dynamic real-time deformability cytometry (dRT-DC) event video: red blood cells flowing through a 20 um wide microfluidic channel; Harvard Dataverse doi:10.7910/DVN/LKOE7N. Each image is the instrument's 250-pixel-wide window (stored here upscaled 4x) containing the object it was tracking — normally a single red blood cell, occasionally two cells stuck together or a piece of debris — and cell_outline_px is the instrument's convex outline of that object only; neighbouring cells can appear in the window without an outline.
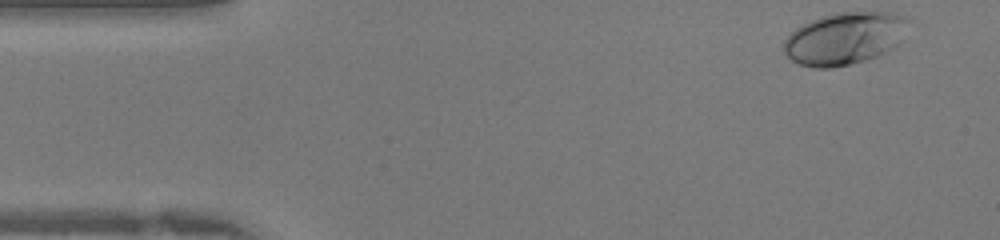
{"species": "human", "species_latin": "Homo sapiens", "temperature_condition": "warm", "stored_images_in_passage": 40, "camera_frame_rate_fps": 3000, "um_per_image_px": 0.085, "donor": {"sex": "female"}, "frame": {"image": 1, "passage_image": 1, "time_ms": 0.0, "image_size_px": [1000, 240], "cell_outline_px": [[908, 20], [904, 40], [900, 44], [880, 56], [832, 68], [812, 68], [800, 64], [792, 60], [784, 52], [784, 40], [796, 28], [820, 16], [840, 12], [892, 12], [904, 16]], "centroid_in_image_um": [71.83, 3.27], "position_along_channel_um": 13.2, "area_um2": 38.15}}
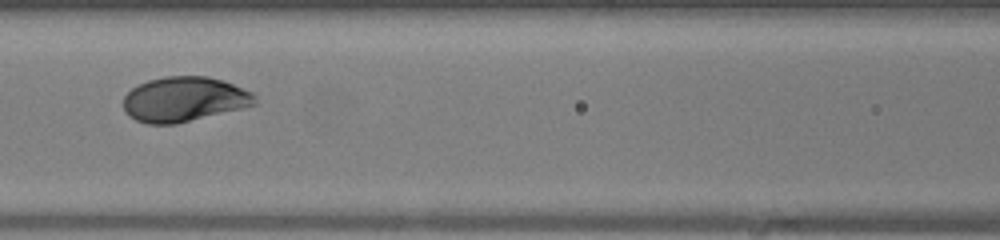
{"frame": {"image": 2, "passage_image": 16, "time_ms": 5.0, "image_size_px": [1000, 240], "cell_outline_px": [[256, 104], [176, 124], [148, 124], [136, 120], [128, 116], [124, 112], [124, 96], [132, 88], [148, 80], [164, 76], [208, 76], [224, 80], [252, 92], [256, 96]], "centroid_in_image_um": [15.63, 8.43], "position_along_channel_um": 151.0, "area_um2": 34.33}}
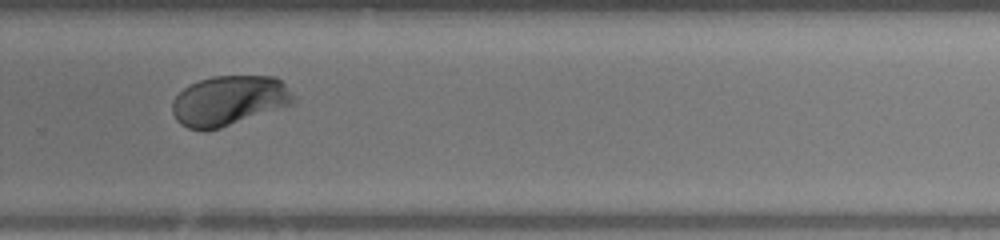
{"frame": {"image": 3, "passage_image": 26, "time_ms": 8.333, "image_size_px": [1000, 240], "cell_outline_px": [[296, 104], [220, 128], [204, 132], [188, 128], [180, 124], [176, 120], [172, 112], [172, 100], [188, 84], [212, 76], [276, 76], [284, 84], [296, 100]], "centroid_in_image_um": [19.46, 8.57], "position_along_channel_um": 310.3, "area_um2": 35.66}}